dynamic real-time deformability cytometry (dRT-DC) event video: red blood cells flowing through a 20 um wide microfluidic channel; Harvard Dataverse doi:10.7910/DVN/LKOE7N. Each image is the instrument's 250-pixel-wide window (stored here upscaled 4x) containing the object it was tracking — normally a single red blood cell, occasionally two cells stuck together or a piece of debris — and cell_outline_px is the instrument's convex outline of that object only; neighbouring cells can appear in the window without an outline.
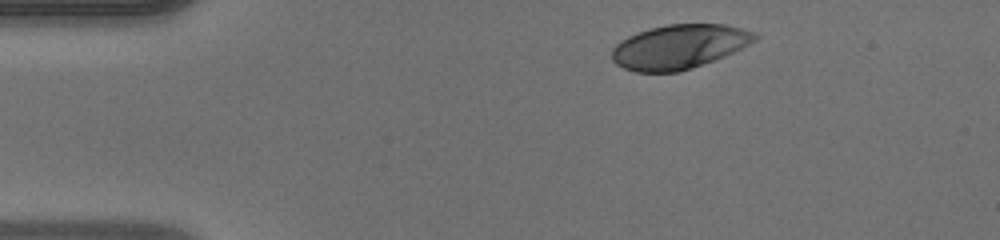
{"species": "human", "species_latin": "Homo sapiens", "temperature_condition": "warm", "stored_images_in_passage": 33, "camera_frame_rate_fps": 3000, "um_per_image_px": 0.085, "donor": {"sex": "male"}, "frame": {"image": 1, "passage_image": 1, "time_ms": 0.0, "image_size_px": [1000, 240], "cell_outline_px": [[760, 36], [756, 40], [724, 56], [692, 68], [676, 72], [636, 72], [624, 68], [616, 64], [612, 60], [612, 48], [620, 40], [628, 36], [648, 28], [668, 24], [724, 24], [756, 32]], "centroid_in_image_um": [57.7, 3.96], "position_along_channel_um": 27.3, "area_um2": 36.82}}
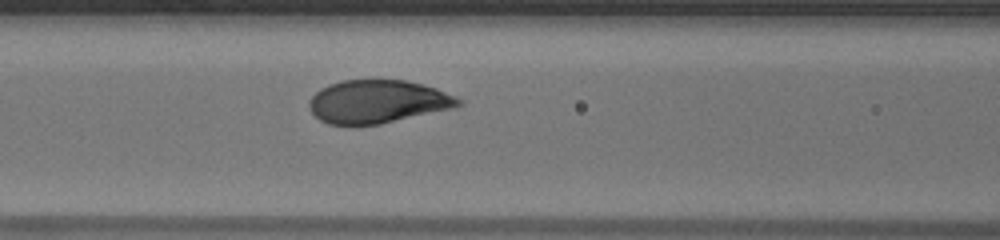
{"frame": {"image": 2, "passage_image": 13, "time_ms": 4.0, "image_size_px": [1000, 240], "cell_outline_px": [[464, 104], [456, 108], [380, 124], [328, 124], [320, 120], [312, 112], [308, 104], [308, 100], [320, 88], [328, 84], [344, 80], [404, 80], [436, 88], [456, 96], [464, 100]], "centroid_in_image_um": [32.14, 8.63], "position_along_channel_um": 134.5, "area_um2": 37.63}}
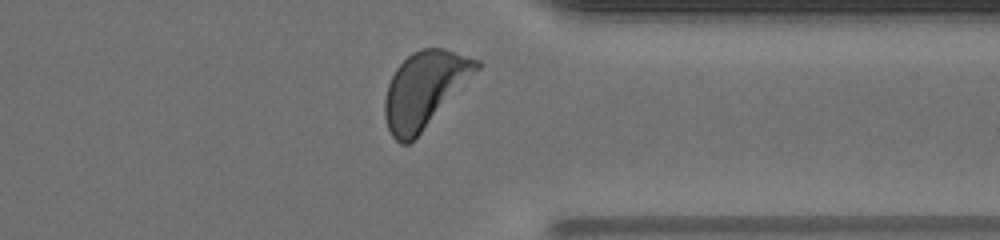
{"frame": {"image": 3, "passage_image": 30, "time_ms": 9.667, "image_size_px": [1000, 240], "cell_outline_px": [[484, 64], [420, 132], [408, 144], [400, 144], [392, 136], [388, 128], [384, 116], [384, 100], [388, 84], [396, 68], [412, 52], [420, 48], [444, 48], [480, 60]], "centroid_in_image_um": [36.08, 7.57], "position_along_channel_um": 375.3, "area_um2": 40.0}}